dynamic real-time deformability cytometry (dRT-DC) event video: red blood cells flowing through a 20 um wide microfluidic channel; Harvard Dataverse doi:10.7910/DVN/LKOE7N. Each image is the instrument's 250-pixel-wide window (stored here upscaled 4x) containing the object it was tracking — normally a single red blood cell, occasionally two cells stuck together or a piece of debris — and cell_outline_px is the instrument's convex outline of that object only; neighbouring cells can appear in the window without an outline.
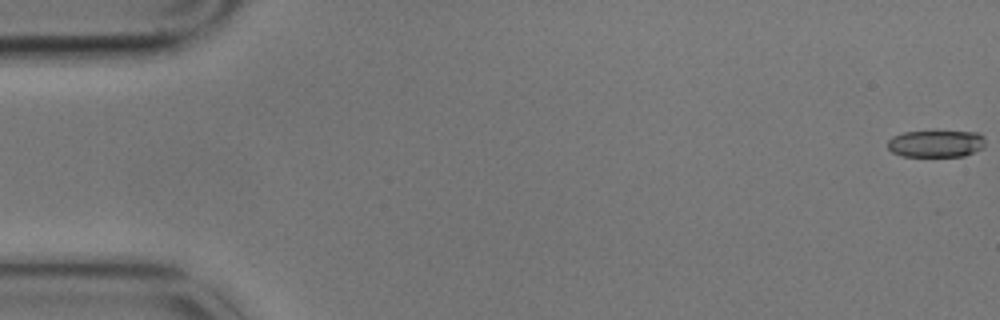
{"species": "common noctule bat (a hibernating species)", "species_latin": "Nyctalus noctula", "temperature_condition": "cold", "stored_images_in_passage": 7, "camera_frame_rate_fps": 3000, "um_per_image_px": 0.085, "animal": {"sex": "male", "body_mass_g": 17.9}, "frame": {"image": 1, "passage_image": 1, "time_ms": 0.0, "image_size_px": [1000, 320], "cell_outline_px": [[984, 148], [964, 156], [904, 156], [892, 152], [888, 148], [888, 140], [892, 136], [904, 132], [980, 132], [984, 136]], "centroid_in_image_um": [79.58, 12.21], "position_along_channel_um": 5.4, "area_um2": 15.32}}
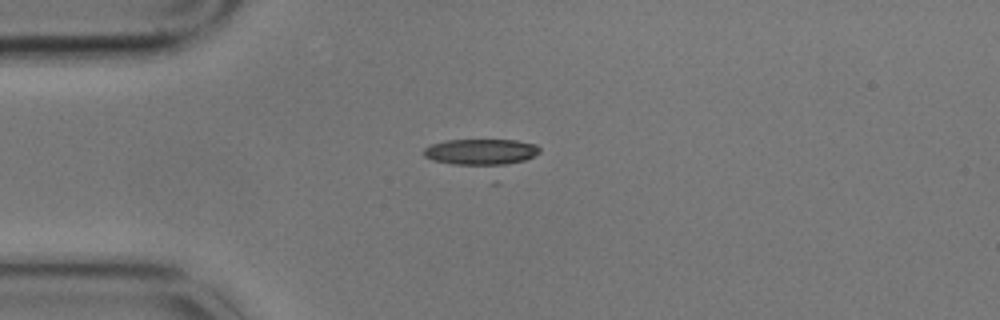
{"frame": {"image": 2, "passage_image": 5, "time_ms": 1.333, "image_size_px": [1000, 320], "cell_outline_px": [[540, 152], [524, 160], [496, 168], [492, 168], [452, 164], [432, 160], [424, 156], [424, 148], [432, 144], [444, 140], [516, 140], [536, 144], [540, 148]], "centroid_in_image_um": [40.89, 12.95], "position_along_channel_um": 44.1, "area_um2": 18.26}}